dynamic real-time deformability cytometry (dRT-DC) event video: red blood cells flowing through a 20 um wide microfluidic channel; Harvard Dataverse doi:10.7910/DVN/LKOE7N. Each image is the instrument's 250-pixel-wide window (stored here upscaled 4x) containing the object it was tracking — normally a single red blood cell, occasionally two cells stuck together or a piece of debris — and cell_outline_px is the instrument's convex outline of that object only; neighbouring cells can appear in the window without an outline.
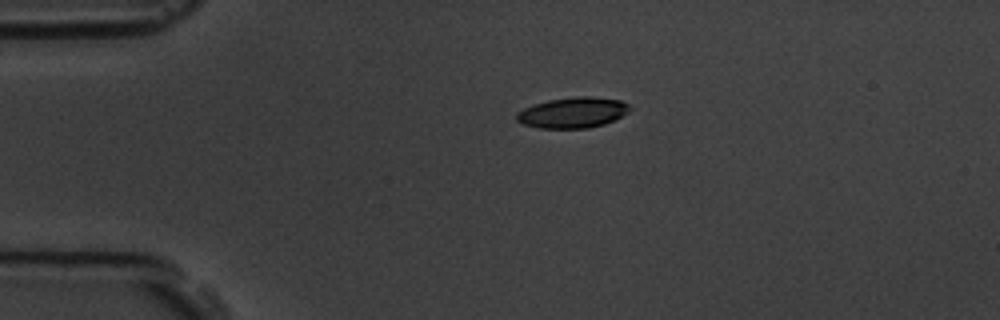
{"species": "common noctule bat (a hibernating species)", "species_latin": "Nyctalus noctula", "temperature_condition": "room temperature", "stored_images_in_passage": 2, "camera_frame_rate_fps": 3000, "um_per_image_px": 0.085, "animal": {"sex": "male", "body_mass_g": 19.5, "forearm_length_mm": 54.6}, "frame": {"image": 1, "passage_image": 1, "time_ms": 0.0, "image_size_px": [1000, 320], "cell_outline_px": [[632, 108], [628, 112], [604, 124], [588, 128], [540, 128], [524, 124], [516, 120], [516, 112], [532, 104], [548, 100], [576, 96], [592, 96], [620, 100], [628, 104]], "centroid_in_image_um": [48.67, 9.56], "position_along_channel_um": 36.3, "area_um2": 20.23}}